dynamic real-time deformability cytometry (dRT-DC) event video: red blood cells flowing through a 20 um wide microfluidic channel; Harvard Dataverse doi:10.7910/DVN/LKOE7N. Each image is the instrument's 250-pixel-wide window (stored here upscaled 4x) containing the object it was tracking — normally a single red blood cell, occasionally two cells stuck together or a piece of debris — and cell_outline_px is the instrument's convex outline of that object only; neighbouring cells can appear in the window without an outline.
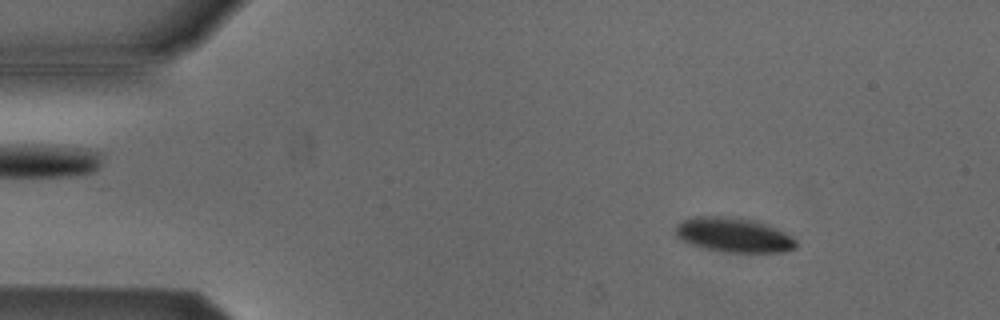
{"species": "Egyptian fruit bat (a non-hibernating species)", "species_latin": "Rousettus aegyptiacus", "temperature_condition": "cold", "stored_images_in_passage": 53, "camera_frame_rate_fps": 3000, "um_per_image_px": 0.085, "animal": {"sex": "male"}, "frame": {"image": 1, "passage_image": 7, "time_ms": 2.0, "image_size_px": [1000, 320], "cell_outline_px": [[796, 248], [784, 252], [724, 252], [704, 248], [680, 240], [676, 236], [676, 224], [684, 220], [696, 216], [728, 216], [756, 220], [776, 228], [792, 236], [796, 240]], "centroid_in_image_um": [62.37, 19.97], "position_along_channel_um": 22.6, "area_um2": 24.39}}
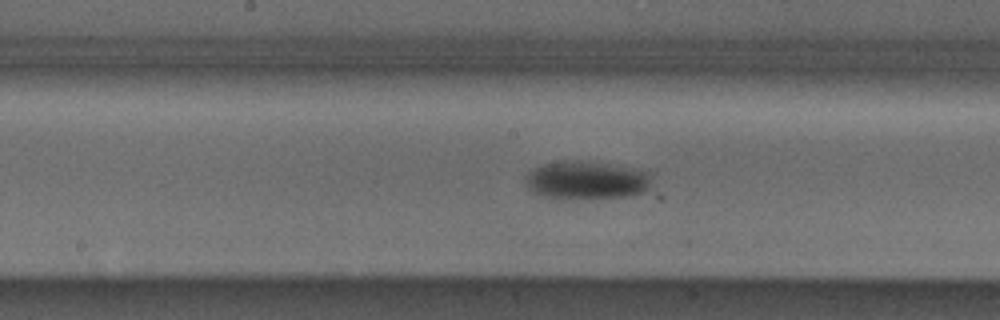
{"frame": {"image": 2, "passage_image": 27, "time_ms": 8.667, "image_size_px": [1000, 320], "cell_outline_px": [[652, 188], [644, 192], [632, 196], [560, 200], [544, 196], [528, 188], [524, 176], [528, 172], [544, 164], [560, 160], [580, 160], [648, 168], [652, 176]], "centroid_in_image_um": [49.97, 15.3], "position_along_channel_um": 198.2, "area_um2": 29.3}}
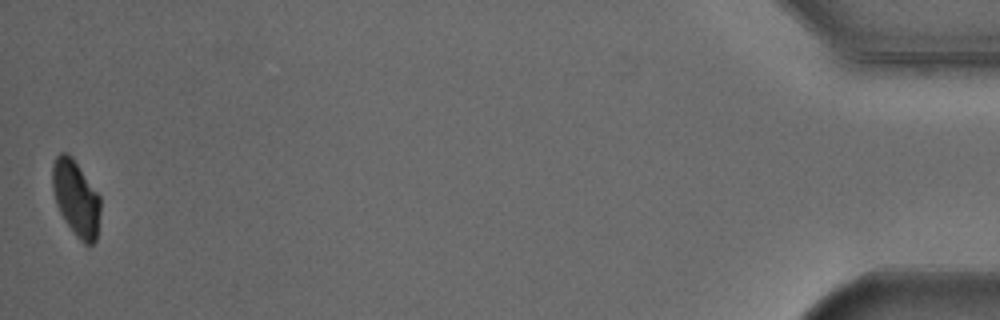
{"frame": {"image": 3, "passage_image": 53, "time_ms": 17.333, "image_size_px": [1000, 320], "cell_outline_px": [[100, 212], [96, 240], [92, 244], [84, 244], [76, 236], [60, 212], [56, 204], [52, 188], [52, 164], [56, 156], [60, 152], [68, 152], [72, 156], [100, 196]], "centroid_in_image_um": [6.45, 16.81], "position_along_channel_um": 428.8, "area_um2": 21.15}, "authors_computed_cell_mechanics": {"area_um2": 25.0852, "velocity_mm_per_s": 3.7944, "shape_relaxation_time_tau1_ms": 3.3365, "shape_relaxation_time_tau2_ms": null, "deformation_change_tau1": 0.0939, "deformation_change_tau2": null}}